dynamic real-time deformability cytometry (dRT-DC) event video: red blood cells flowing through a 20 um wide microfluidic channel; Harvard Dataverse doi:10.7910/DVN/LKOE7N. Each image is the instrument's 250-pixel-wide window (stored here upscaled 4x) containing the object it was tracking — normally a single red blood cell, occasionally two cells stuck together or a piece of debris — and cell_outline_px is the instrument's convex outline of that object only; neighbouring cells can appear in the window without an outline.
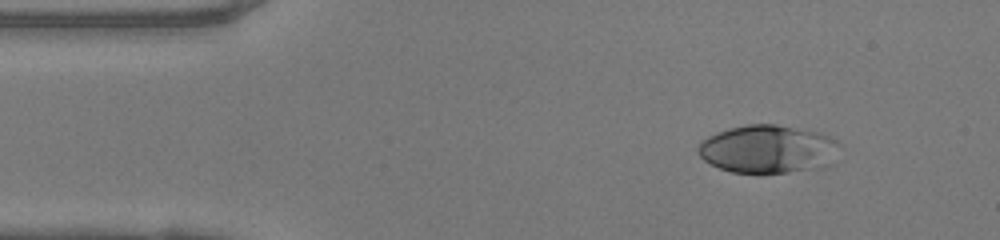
{"species": "human", "species_latin": "Homo sapiens", "temperature_condition": "warm", "stored_images_in_passage": 44, "camera_frame_rate_fps": 3000, "um_per_image_px": 0.085, "donor": {"sex": "female"}, "frame": {"image": 1, "passage_image": 1, "time_ms": 0.0, "image_size_px": [1000, 240], "cell_outline_px": [[844, 148], [828, 168], [760, 176], [732, 172], [720, 168], [704, 160], [696, 152], [696, 148], [700, 140], [708, 136], [732, 128], [748, 124], [776, 124], [816, 132], [828, 136], [844, 144]], "centroid_in_image_um": [65.36, 12.73], "position_along_channel_um": 19.6, "area_um2": 41.21}}
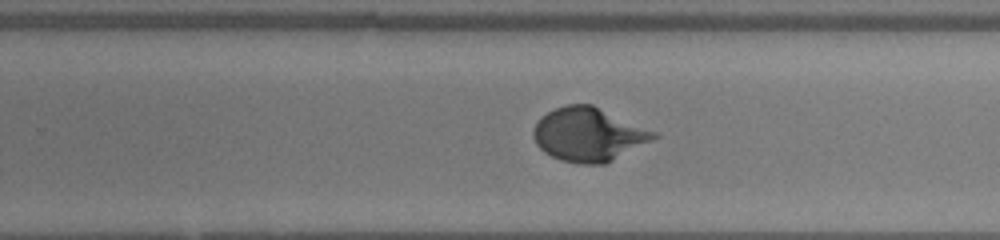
{"frame": {"image": 2, "passage_image": 25, "time_ms": 8.0, "image_size_px": [1000, 240], "cell_outline_px": [[660, 136], [604, 164], [584, 164], [560, 160], [544, 152], [536, 144], [532, 136], [532, 128], [548, 112], [556, 108], [568, 104], [592, 104], [656, 132]], "centroid_in_image_um": [50.01, 11.43], "position_along_channel_um": 279.8, "area_um2": 37.22}}
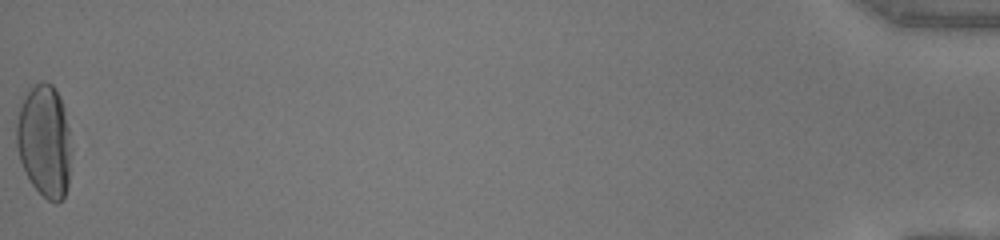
{"frame": {"image": 3, "passage_image": 44, "time_ms": 14.333, "image_size_px": [1000, 240], "cell_outline_px": [[72, 152], [68, 184], [64, 200], [56, 204], [48, 200], [32, 184], [20, 160], [16, 144], [16, 120], [24, 96], [40, 80], [44, 80], [52, 84], [56, 88], [60, 96], [64, 108], [68, 128]], "centroid_in_image_um": [3.8, 11.99], "position_along_channel_um": 431.4, "area_um2": 36.24}, "authors_computed_cell_mechanics": {"area_um2": 36.1539, "velocity_mm_per_s": 4.144, "shape_relaxation_time_tau1_ms": 3.8478, "shape_relaxation_time_tau2_ms": null, "deformation_change_tau1": 0.2386, "deformation_change_tau2": null}}